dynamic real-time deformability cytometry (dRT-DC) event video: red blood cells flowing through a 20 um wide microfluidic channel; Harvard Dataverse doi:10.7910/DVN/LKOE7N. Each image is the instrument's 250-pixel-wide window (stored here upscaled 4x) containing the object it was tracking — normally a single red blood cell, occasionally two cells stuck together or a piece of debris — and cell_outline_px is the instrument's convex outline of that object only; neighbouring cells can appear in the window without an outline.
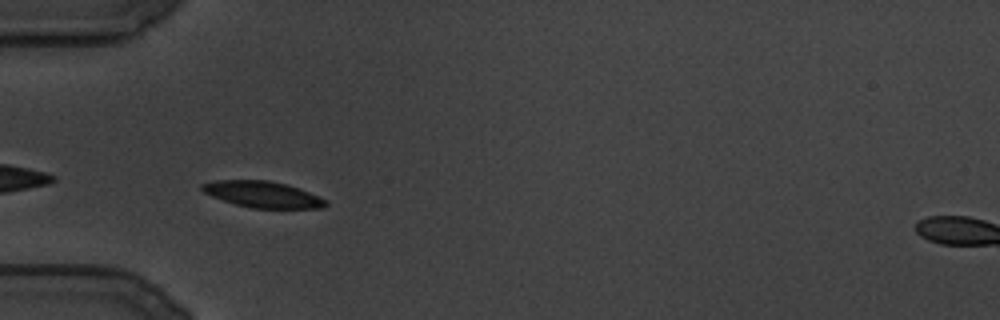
{"species": "common noctule bat (a hibernating species)", "species_latin": "Nyctalus noctula", "temperature_condition": "cold", "stored_images_in_passage": 75, "camera_frame_rate_fps": 3000, "um_per_image_px": 0.085, "animal": {"sex": "male", "body_mass_g": 19.5, "forearm_length_mm": 54.6}, "frame": {"image": 1, "passage_image": 5, "time_ms": 1.333, "image_size_px": [1000, 320], "cell_outline_px": [[328, 204], [320, 208], [252, 208], [236, 204], [212, 196], [204, 192], [200, 188], [200, 184], [216, 180], [268, 180], [284, 184], [320, 196], [328, 200]], "centroid_in_image_um": [22.32, 16.52], "position_along_channel_um": 62.7, "area_um2": 18.73}}
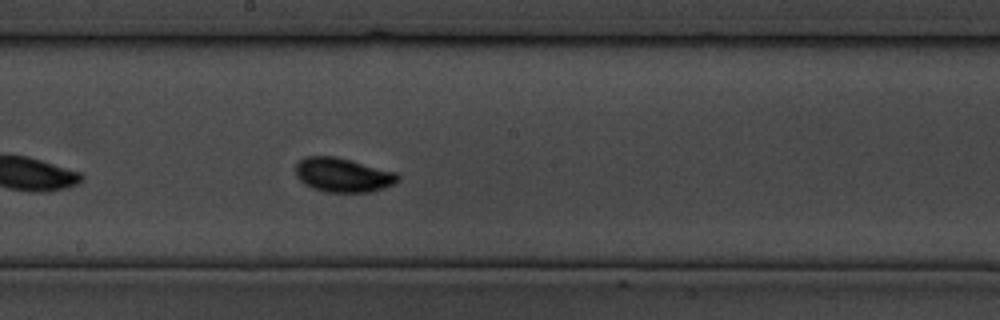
{"frame": {"image": 2, "passage_image": 34, "time_ms": 11.0, "image_size_px": [1000, 320], "cell_outline_px": [[400, 180], [392, 184], [368, 192], [328, 192], [312, 188], [304, 184], [296, 176], [296, 164], [304, 156], [336, 156], [396, 172], [400, 176]], "centroid_in_image_um": [29.12, 14.86], "position_along_channel_um": 219.1, "area_um2": 20.29}}
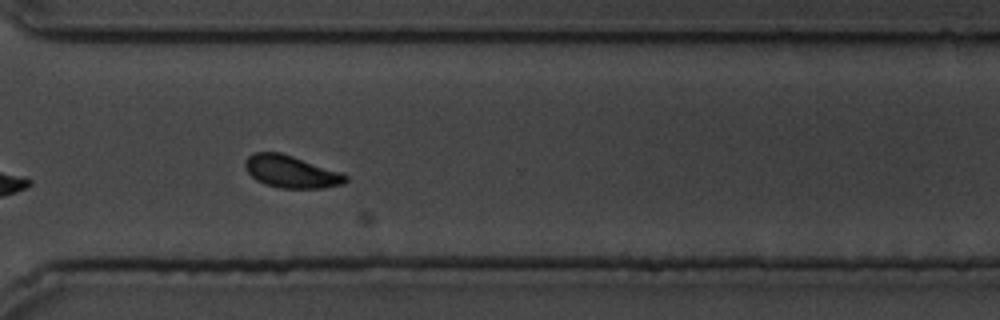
{"frame": {"image": 3, "passage_image": 57, "time_ms": 18.667, "image_size_px": [1000, 320], "cell_outline_px": [[348, 180], [344, 184], [324, 188], [280, 188], [256, 180], [248, 172], [244, 164], [244, 160], [252, 152], [280, 152], [344, 172], [348, 176]], "centroid_in_image_um": [24.79, 14.58], "position_along_channel_um": 345.8, "area_um2": 19.13}}